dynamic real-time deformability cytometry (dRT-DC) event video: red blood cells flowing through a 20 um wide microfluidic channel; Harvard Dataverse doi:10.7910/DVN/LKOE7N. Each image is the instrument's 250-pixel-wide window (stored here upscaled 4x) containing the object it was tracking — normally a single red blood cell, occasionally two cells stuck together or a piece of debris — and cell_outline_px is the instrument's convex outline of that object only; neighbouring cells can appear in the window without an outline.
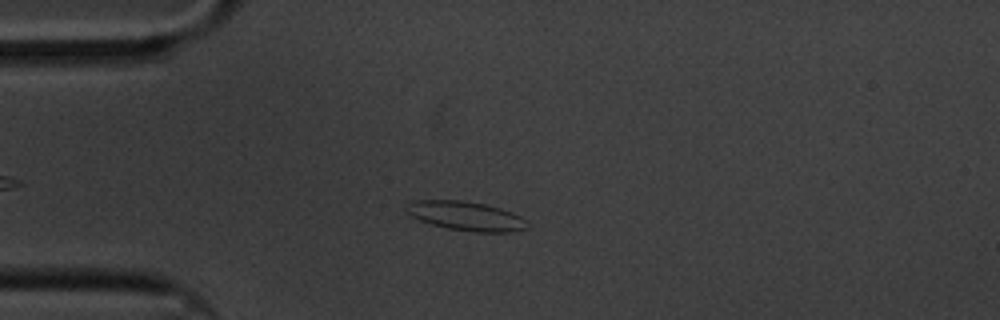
{"species": "common noctule bat (a hibernating species)", "species_latin": "Nyctalus noctula", "temperature_condition": "cold", "stored_images_in_passage": 50, "camera_frame_rate_fps": 3000, "um_per_image_px": 0.085, "animal": {"sex": "male", "body_mass_g": 20.1, "forearm_length_mm": 53.5}, "frame": {"image": 1, "passage_image": 6, "time_ms": 1.667, "image_size_px": [1000, 320], "cell_outline_px": [[528, 228], [512, 232], [476, 232], [448, 228], [432, 224], [408, 216], [404, 208], [408, 204], [416, 200], [460, 200], [484, 204], [500, 208], [512, 212], [528, 220]], "centroid_in_image_um": [39.61, 18.36], "position_along_channel_um": 45.4, "area_um2": 20.63}}
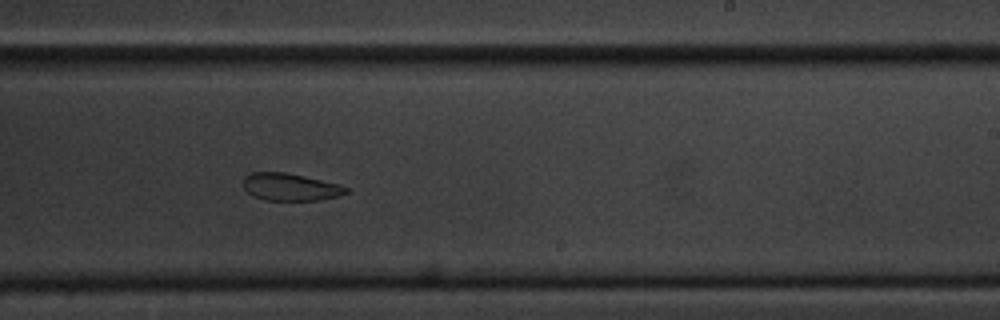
{"frame": {"image": 2, "passage_image": 27, "time_ms": 8.667, "image_size_px": [1000, 320], "cell_outline_px": [[348, 192], [340, 196], [320, 200], [264, 200], [252, 196], [244, 188], [244, 176], [252, 172], [284, 172], [304, 176], [340, 184], [348, 188]], "centroid_in_image_um": [24.68, 15.9], "position_along_channel_um": 264.3, "area_um2": 16.47}}
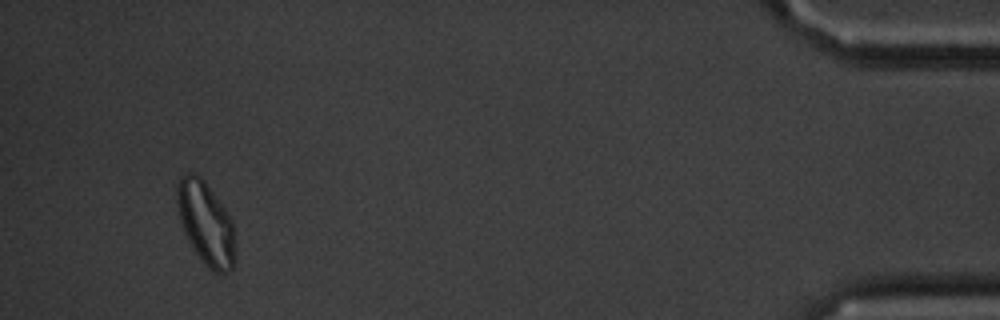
{"frame": {"image": 3, "passage_image": 47, "time_ms": 15.333, "image_size_px": [1000, 320], "cell_outline_px": [[236, 256], [232, 268], [228, 272], [212, 272], [204, 264], [188, 240], [184, 232], [180, 220], [176, 204], [176, 184], [180, 176], [188, 172], [192, 172], [200, 176], [204, 180], [224, 208], [232, 220]], "centroid_in_image_um": [17.48, 18.96], "position_along_channel_um": 417.7, "area_um2": 28.21}, "authors_computed_cell_mechanics": {"area_um2": 18.6983, "velocity_mm_per_s": 3.363, "shape_relaxation_time_tau1_ms": 6.6698, "shape_relaxation_time_tau2_ms": 4.859, "deformation_change_tau1": 0.121, "deformation_change_tau2": 0.1023}}